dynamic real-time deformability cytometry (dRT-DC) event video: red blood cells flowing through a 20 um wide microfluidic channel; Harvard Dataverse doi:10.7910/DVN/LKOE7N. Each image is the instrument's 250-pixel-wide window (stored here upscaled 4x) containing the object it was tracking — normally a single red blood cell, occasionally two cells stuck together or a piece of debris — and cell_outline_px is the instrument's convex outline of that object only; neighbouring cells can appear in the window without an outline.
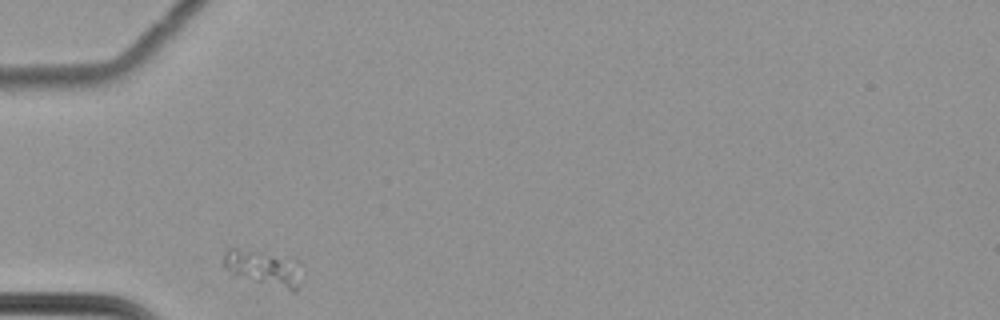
{"species": "common noctule bat (a hibernating species)", "species_latin": "Nyctalus noctula", "temperature_condition": "cold", "stored_images_in_passage": 16, "camera_frame_rate_fps": 3000, "um_per_image_px": 0.085, "animal": {"sex": "female", "body_mass_g": 22.7, "forearm_length_mm": 54.2}, "frame": {"image": 1, "passage_image": 1, "time_ms": 0.0, "image_size_px": [1000, 320], "cell_outline_px": [[304, 272], [300, 284], [296, 292], [292, 292], [232, 276], [224, 268], [224, 252], [228, 248], [236, 248], [300, 260], [304, 264]], "centroid_in_image_um": [22.49, 22.84], "position_along_channel_um": 62.5, "area_um2": 17.05}}
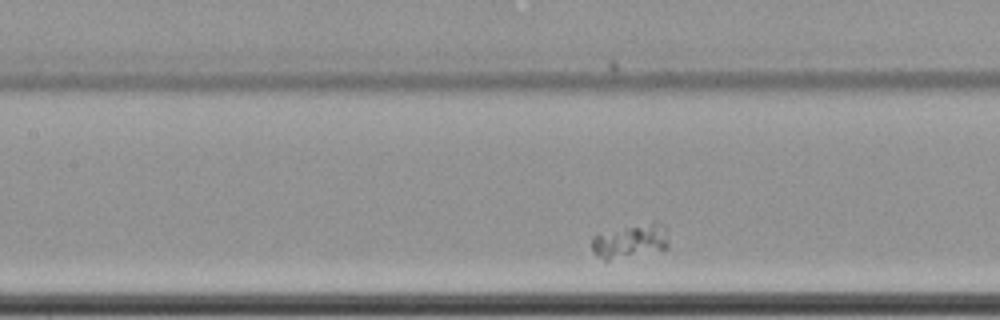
{"frame": {"image": 2, "passage_image": 10, "time_ms": 3.0, "image_size_px": [1000, 320], "cell_outline_px": [[668, 248], [608, 260], [604, 260], [596, 256], [592, 252], [592, 236], [652, 220], [656, 220], [664, 224], [668, 228]], "centroid_in_image_um": [53.64, 20.45], "position_along_channel_um": 153.8, "area_um2": 15.32}}
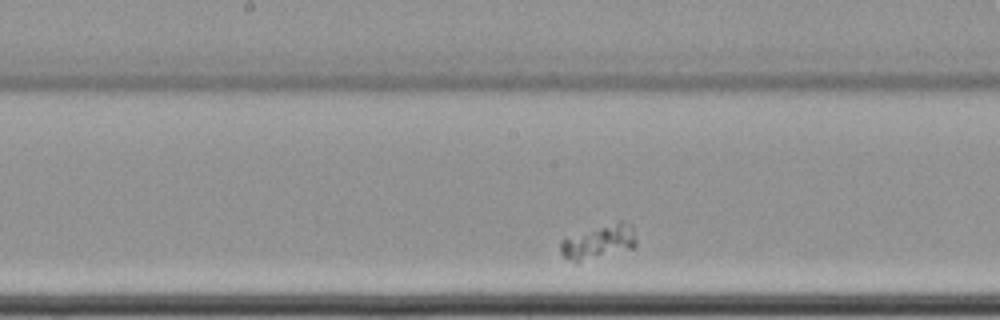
{"frame": {"image": 3, "passage_image": 14, "time_ms": 4.333, "image_size_px": [1000, 320], "cell_outline_px": [[636, 248], [576, 264], [564, 256], [560, 252], [560, 240], [564, 236], [620, 220], [632, 224], [636, 240]], "centroid_in_image_um": [50.88, 20.57], "position_along_channel_um": 197.3, "area_um2": 15.78}}